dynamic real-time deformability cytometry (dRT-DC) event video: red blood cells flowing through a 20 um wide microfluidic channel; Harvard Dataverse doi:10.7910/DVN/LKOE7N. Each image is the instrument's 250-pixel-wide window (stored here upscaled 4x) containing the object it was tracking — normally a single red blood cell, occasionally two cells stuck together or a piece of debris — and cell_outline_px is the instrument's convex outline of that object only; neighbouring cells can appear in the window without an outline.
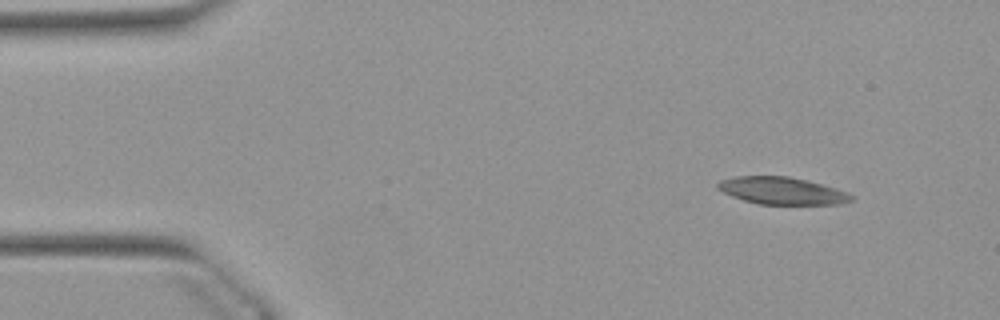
{"species": "Egyptian fruit bat (a non-hibernating species)", "species_latin": "Rousettus aegyptiacus", "temperature_condition": "warm", "stored_images_in_passage": 14, "camera_frame_rate_fps": 3000, "um_per_image_px": 0.085, "animal": {"sex": "female"}, "frame": {"image": 1, "passage_image": 1, "time_ms": 0.0, "image_size_px": [1000, 320], "cell_outline_px": [[852, 200], [836, 204], [756, 204], [732, 196], [716, 188], [716, 184], [720, 180], [736, 176], [788, 176], [836, 188], [848, 192], [852, 196]], "centroid_in_image_um": [66.42, 16.21], "position_along_channel_um": 18.6, "area_um2": 20.98}}
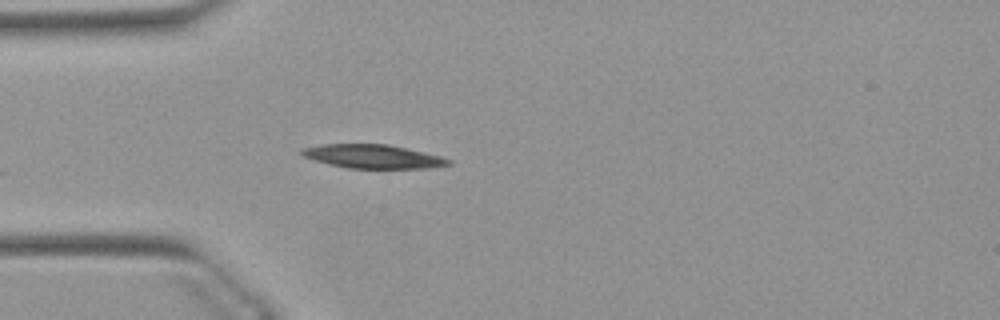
{"frame": {"image": 2, "passage_image": 10, "time_ms": 3.0, "image_size_px": [1000, 320], "cell_outline_px": [[452, 164], [428, 168], [348, 168], [328, 164], [304, 156], [300, 152], [300, 148], [324, 144], [388, 144], [424, 152], [440, 156], [452, 160]], "centroid_in_image_um": [31.71, 13.29], "position_along_channel_um": 53.3, "area_um2": 20.17}}
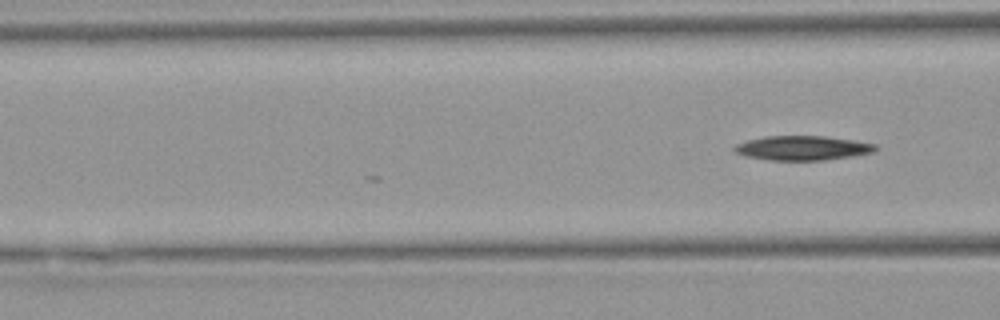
{"frame": {"image": 3, "passage_image": 14, "time_ms": 4.333, "image_size_px": [1000, 320], "cell_outline_px": [[880, 148], [876, 152], [852, 156], [824, 160], [768, 160], [744, 156], [736, 152], [732, 148], [736, 144], [748, 140], [764, 136], [824, 136], [852, 140], [876, 144]], "centroid_in_image_um": [68.23, 12.58], "position_along_channel_um": 98.4, "area_um2": 20.17}}